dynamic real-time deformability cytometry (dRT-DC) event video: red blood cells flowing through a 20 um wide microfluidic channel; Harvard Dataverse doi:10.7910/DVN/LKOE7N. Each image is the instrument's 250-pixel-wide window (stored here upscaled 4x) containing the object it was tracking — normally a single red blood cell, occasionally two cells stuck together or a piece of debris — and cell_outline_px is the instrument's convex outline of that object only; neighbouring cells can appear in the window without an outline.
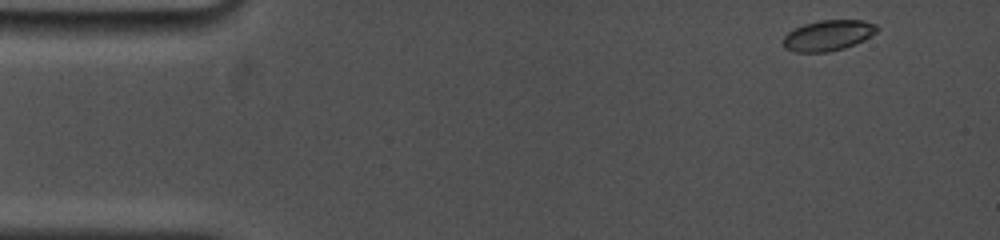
{"species": "common noctule bat (a hibernating species)", "species_latin": "Nyctalus noctula", "temperature_condition": "cold", "stored_images_in_passage": 34, "camera_frame_rate_fps": 5000, "um_per_image_px": 0.085, "animal": {"sex": "female", "body_mass_g": 19.0, "forearm_length_mm": 53.3}, "frame": {"image": 1, "passage_image": 1, "time_ms": 0.0, "image_size_px": [1000, 240], "cell_outline_px": [[880, 28], [876, 32], [864, 40], [844, 48], [828, 52], [796, 52], [784, 48], [784, 36], [788, 32], [804, 24], [820, 20], [864, 20], [876, 24]], "centroid_in_image_um": [70.41, 3.0], "position_along_channel_um": 14.6, "area_um2": 16.7}}
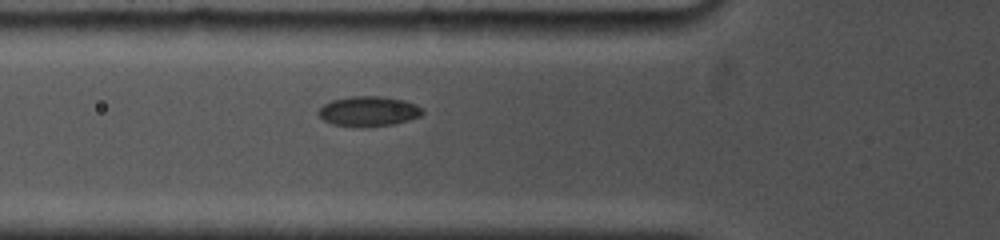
{"frame": {"image": 2, "passage_image": 24, "time_ms": 4.8, "image_size_px": [1000, 240], "cell_outline_px": [[424, 112], [420, 116], [408, 120], [392, 124], [368, 128], [356, 128], [332, 124], [324, 120], [316, 112], [324, 104], [332, 100], [352, 96], [380, 96], [404, 100], [416, 104], [424, 108]], "centroid_in_image_um": [31.33, 9.47], "position_along_channel_um": 94.5, "area_um2": 18.5}}
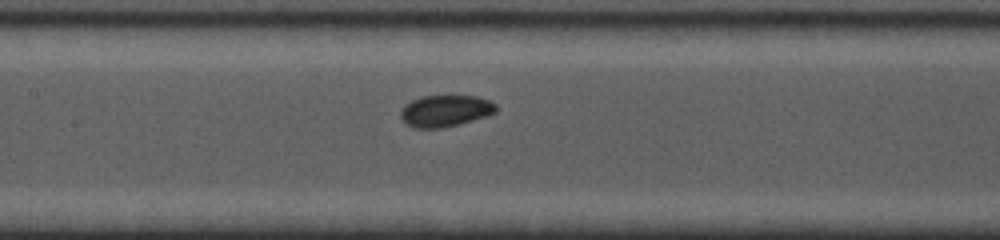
{"frame": {"image": 3, "passage_image": 34, "time_ms": 6.8, "image_size_px": [1000, 240], "cell_outline_px": [[496, 112], [488, 116], [460, 124], [444, 128], [412, 128], [404, 124], [400, 120], [400, 112], [412, 100], [420, 96], [476, 96], [488, 100], [496, 104]], "centroid_in_image_um": [37.84, 9.44], "position_along_channel_um": 169.6, "area_um2": 17.74}}